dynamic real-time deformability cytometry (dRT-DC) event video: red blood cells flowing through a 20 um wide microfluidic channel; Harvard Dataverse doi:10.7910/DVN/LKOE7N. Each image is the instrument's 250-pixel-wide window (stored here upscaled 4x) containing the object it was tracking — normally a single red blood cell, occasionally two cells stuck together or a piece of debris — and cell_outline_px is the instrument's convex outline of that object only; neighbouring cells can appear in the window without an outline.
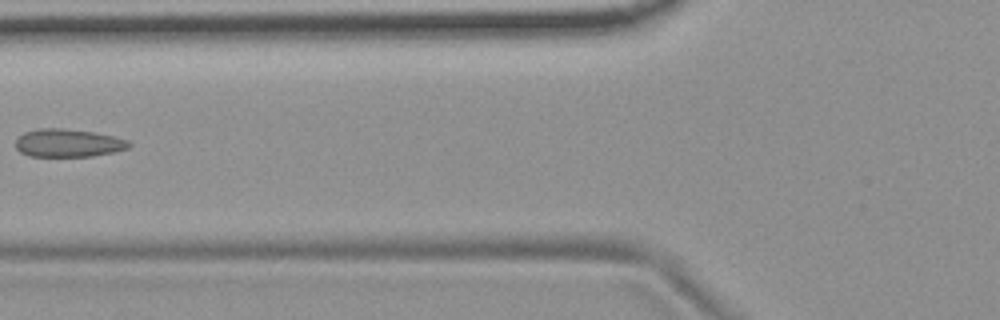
{"species": "common noctule bat (a hibernating species)", "species_latin": "Nyctalus noctula", "temperature_condition": "room temperature", "stored_images_in_passage": 7, "camera_frame_rate_fps": 3000, "um_per_image_px": 0.085, "animal": {"sex": "female", "body_mass_g": 19.9}, "frame": {"image": 1, "passage_image": 5, "time_ms": 1.333, "image_size_px": [1000, 320], "cell_outline_px": [[132, 144], [128, 148], [112, 152], [92, 156], [28, 156], [20, 152], [16, 148], [16, 140], [24, 132], [36, 128], [60, 128], [96, 132], [128, 140]], "centroid_in_image_um": [5.78, 12.15], "position_along_channel_um": 120.0, "area_um2": 18.5}}
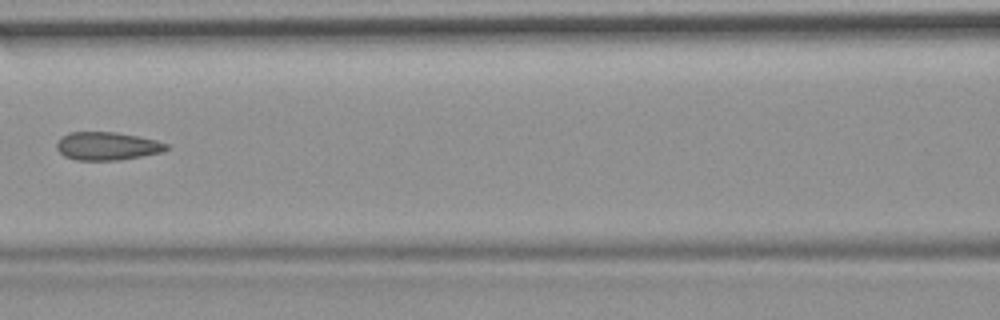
{"frame": {"image": 2, "passage_image": 6, "time_ms": 1.667, "image_size_px": [1000, 320], "cell_outline_px": [[168, 148], [164, 152], [120, 160], [76, 160], [64, 156], [56, 148], [56, 144], [68, 132], [116, 132], [156, 140], [168, 144]], "centroid_in_image_um": [9.13, 12.42], "position_along_channel_um": 157.5, "area_um2": 17.92}}